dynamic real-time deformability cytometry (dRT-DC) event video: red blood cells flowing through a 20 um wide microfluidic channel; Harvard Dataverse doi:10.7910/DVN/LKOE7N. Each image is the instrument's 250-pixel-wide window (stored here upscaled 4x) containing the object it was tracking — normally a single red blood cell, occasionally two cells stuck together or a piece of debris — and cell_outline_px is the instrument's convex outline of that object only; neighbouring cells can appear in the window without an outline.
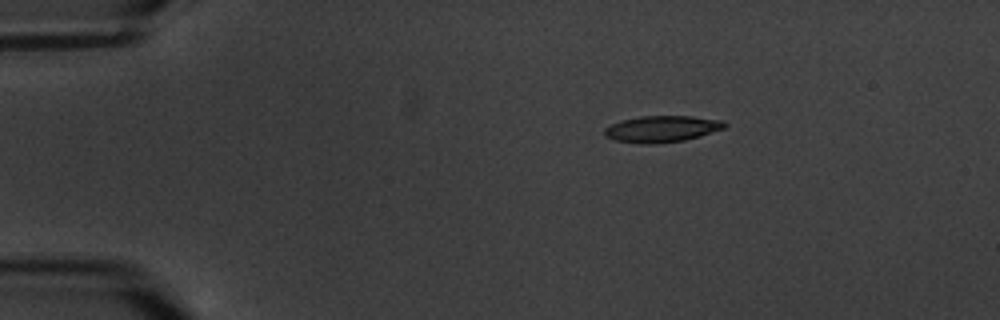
{"species": "common noctule bat (a hibernating species)", "species_latin": "Nyctalus noctula", "temperature_condition": "warm", "stored_images_in_passage": 4, "camera_frame_rate_fps": 3000, "um_per_image_px": 0.085, "animal": {"sex": "male", "body_mass_g": 20.1, "forearm_length_mm": 53.5}, "frame": {"image": 1, "passage_image": 1, "time_ms": 0.0, "image_size_px": [1000, 320], "cell_outline_px": [[728, 124], [724, 128], [700, 136], [684, 140], [656, 144], [640, 144], [616, 140], [604, 136], [604, 128], [620, 120], [640, 116], [692, 116], [724, 120]], "centroid_in_image_um": [56.26, 10.95], "position_along_channel_um": 28.7, "area_um2": 18.67}}
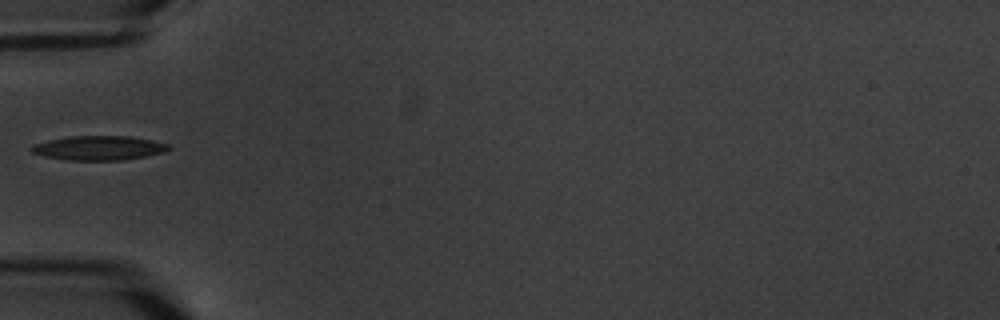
{"frame": {"image": 2, "passage_image": 4, "time_ms": 3.333, "image_size_px": [1000, 320], "cell_outline_px": [[172, 148], [164, 152], [124, 160], [68, 160], [44, 156], [32, 152], [28, 148], [32, 144], [48, 140], [72, 136], [128, 136], [152, 140], [168, 144]], "centroid_in_image_um": [8.38, 12.57], "position_along_channel_um": 76.6, "area_um2": 19.42}}